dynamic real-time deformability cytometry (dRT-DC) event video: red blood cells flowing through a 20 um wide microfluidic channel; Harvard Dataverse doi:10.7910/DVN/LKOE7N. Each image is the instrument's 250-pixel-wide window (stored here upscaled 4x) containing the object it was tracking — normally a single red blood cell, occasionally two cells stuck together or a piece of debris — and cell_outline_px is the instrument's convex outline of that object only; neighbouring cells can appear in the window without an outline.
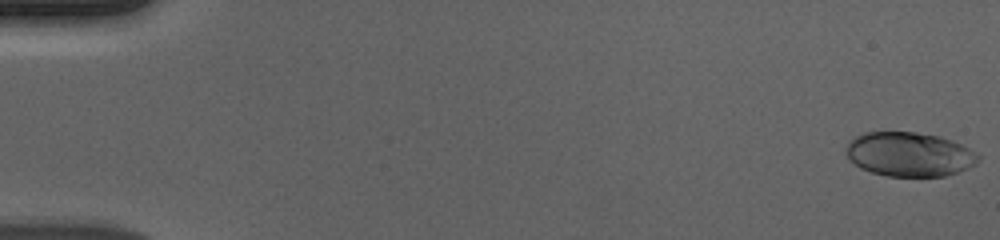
{"species": "human", "species_latin": "Homo sapiens", "temperature_condition": "cold", "stored_images_in_passage": 57, "camera_frame_rate_fps": 3000, "um_per_image_px": 0.085, "donor": {"sex": "male"}, "frame": {"image": 1, "passage_image": 1, "time_ms": 0.0, "image_size_px": [1000, 240], "cell_outline_px": [[980, 156], [976, 164], [968, 168], [944, 176], [888, 176], [872, 172], [860, 168], [844, 152], [844, 148], [856, 136], [864, 132], [916, 132], [940, 136], [952, 140], [968, 148]], "centroid_in_image_um": [77.29, 13.11], "position_along_channel_um": 7.7, "area_um2": 33.93}}
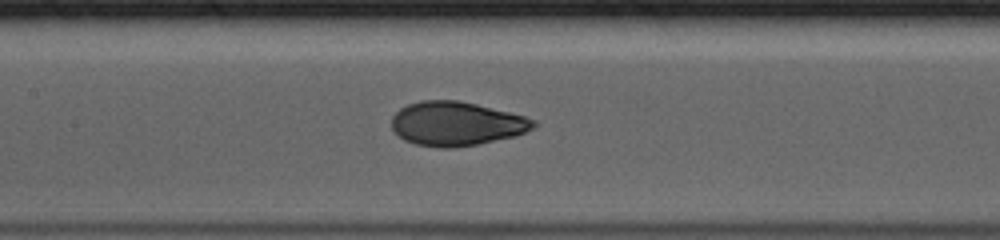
{"frame": {"image": 2, "passage_image": 28, "time_ms": 9.0, "image_size_px": [1000, 240], "cell_outline_px": [[536, 124], [532, 128], [516, 136], [456, 148], [436, 148], [416, 144], [404, 140], [392, 128], [392, 116], [400, 108], [408, 104], [420, 100], [460, 100], [524, 116], [536, 120]], "centroid_in_image_um": [38.77, 10.51], "position_along_channel_um": 168.6, "area_um2": 36.36}}
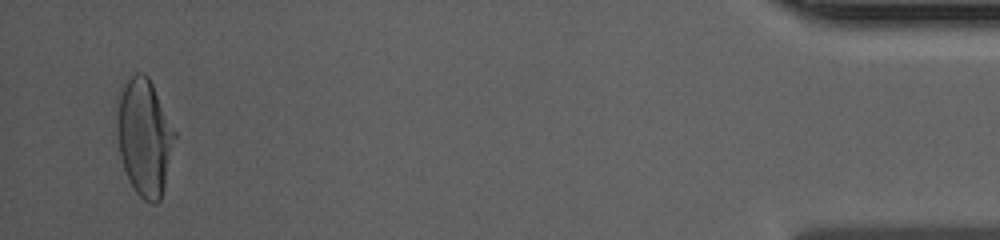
{"frame": {"image": 3, "passage_image": 55, "time_ms": 18.0, "image_size_px": [1000, 240], "cell_outline_px": [[176, 136], [160, 200], [156, 204], [152, 204], [144, 200], [136, 192], [128, 180], [120, 156], [116, 132], [116, 92], [120, 84], [128, 76], [136, 72], [144, 72], [148, 76], [176, 132]], "centroid_in_image_um": [12.21, 11.57], "position_along_channel_um": 423.0, "area_um2": 40.0}, "authors_computed_cell_mechanics": {"area_um2": 36.125, "velocity_mm_per_s": 3.6767, "shape_relaxation_time_tau1_ms": 4.0669, "shape_relaxation_time_tau2_ms": null, "deformation_change_tau1": 0.1962, "deformation_change_tau2": null}}